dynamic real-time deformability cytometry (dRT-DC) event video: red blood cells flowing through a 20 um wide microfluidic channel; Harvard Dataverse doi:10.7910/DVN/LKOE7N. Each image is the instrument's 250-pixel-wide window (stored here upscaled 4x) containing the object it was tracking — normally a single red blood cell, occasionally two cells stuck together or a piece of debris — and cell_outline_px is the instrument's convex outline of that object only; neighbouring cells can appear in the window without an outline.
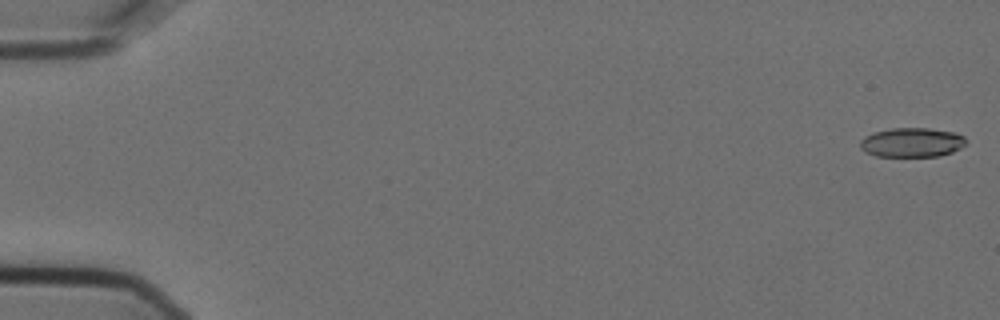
{"species": "Egyptian fruit bat (a non-hibernating species)", "species_latin": "Rousettus aegyptiacus", "temperature_condition": "cold", "stored_images_in_passage": 4, "camera_frame_rate_fps": 3000, "um_per_image_px": 0.085, "animal": {"sex": "female"}, "frame": {"image": 1, "passage_image": 1, "time_ms": 0.0, "image_size_px": [1000, 320], "cell_outline_px": [[968, 140], [960, 148], [952, 152], [940, 156], [876, 156], [860, 148], [860, 140], [864, 136], [872, 132], [892, 128], [928, 128], [956, 132], [964, 136]], "centroid_in_image_um": [77.52, 12.09], "position_along_channel_um": 7.5, "area_um2": 18.21}}
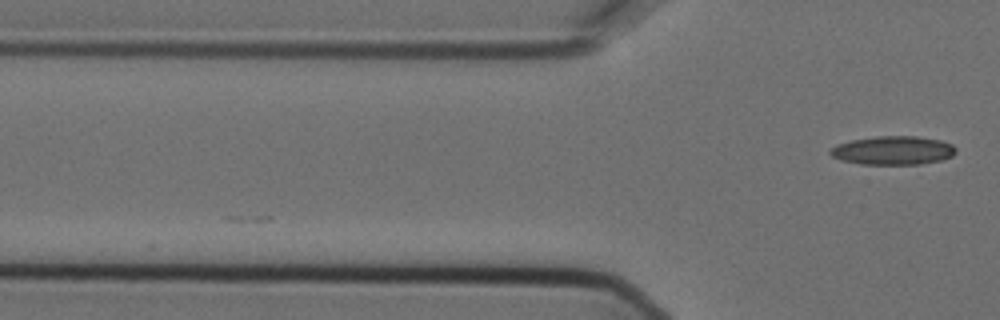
{"frame": {"image": 2, "passage_image": 4, "time_ms": 1.0, "image_size_px": [1000, 320], "cell_outline_px": [[956, 152], [952, 156], [940, 160], [920, 164], [860, 164], [840, 160], [832, 156], [828, 152], [836, 144], [852, 140], [876, 136], [916, 136], [940, 140], [952, 144], [956, 148]], "centroid_in_image_um": [75.9, 12.78], "position_along_channel_um": 49.9, "area_um2": 20.98}}